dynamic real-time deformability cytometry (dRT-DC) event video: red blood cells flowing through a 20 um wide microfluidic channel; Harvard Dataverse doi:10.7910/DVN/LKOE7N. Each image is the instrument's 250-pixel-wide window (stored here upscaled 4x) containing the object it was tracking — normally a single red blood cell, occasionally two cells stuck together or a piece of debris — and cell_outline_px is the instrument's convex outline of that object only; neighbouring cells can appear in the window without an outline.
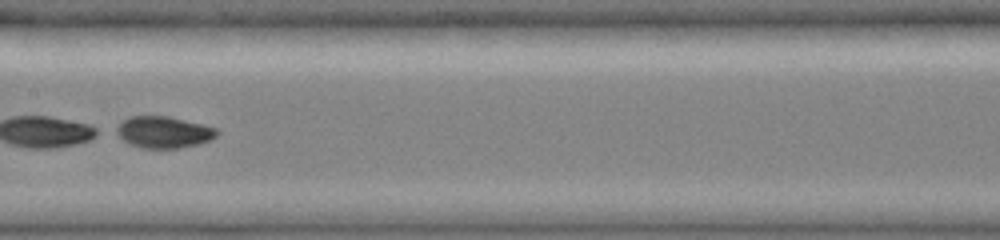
{"species": "common noctule bat (a hibernating species)", "species_latin": "Nyctalus noctula", "temperature_condition": "cold", "stored_images_in_passage": 45, "camera_frame_rate_fps": 3000, "um_per_image_px": 0.085, "animal": {"sex": "female", "body_mass_g": 19.0, "forearm_length_mm": 51.5}, "frame": {"image": 1, "passage_image": 24, "time_ms": 7.667, "image_size_px": [1000, 240], "cell_outline_px": [[220, 132], [216, 136], [200, 144], [180, 148], [140, 148], [128, 144], [112, 132], [112, 128], [128, 116], [168, 116], [204, 124], [216, 128]], "centroid_in_image_um": [13.84, 11.23], "position_along_channel_um": 193.6, "area_um2": 19.02}}